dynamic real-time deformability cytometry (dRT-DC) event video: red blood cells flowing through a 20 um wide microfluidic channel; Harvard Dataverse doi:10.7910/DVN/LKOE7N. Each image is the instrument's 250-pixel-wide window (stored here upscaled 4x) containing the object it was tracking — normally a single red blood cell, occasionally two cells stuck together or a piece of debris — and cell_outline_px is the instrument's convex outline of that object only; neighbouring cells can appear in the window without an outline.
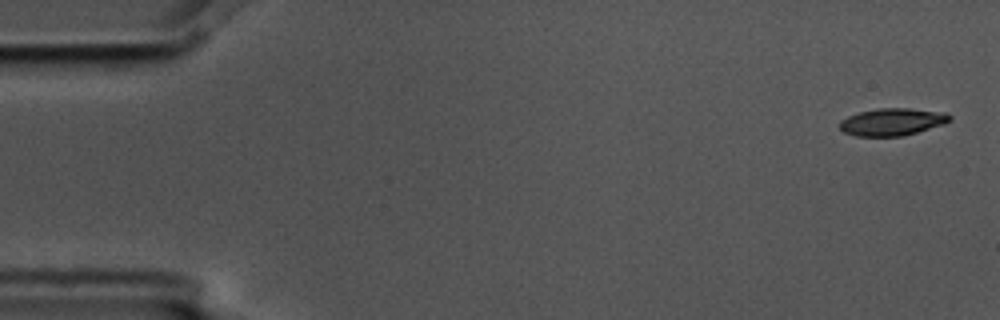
{"species": "common noctule bat (a hibernating species)", "species_latin": "Nyctalus noctula", "temperature_condition": "cold", "stored_images_in_passage": 5, "camera_frame_rate_fps": 3000, "um_per_image_px": 0.085, "animal": {"sex": "male", "body_mass_g": 17.5, "forearm_length_mm": 52.3}, "frame": {"image": 1, "passage_image": 1, "time_ms": 0.0, "image_size_px": [1000, 320], "cell_outline_px": [[952, 120], [944, 124], [904, 136], [856, 136], [844, 132], [840, 128], [840, 120], [848, 116], [860, 112], [876, 108], [908, 108], [948, 112], [952, 116]], "centroid_in_image_um": [75.89, 10.35], "position_along_channel_um": 9.1, "area_um2": 17.69}}
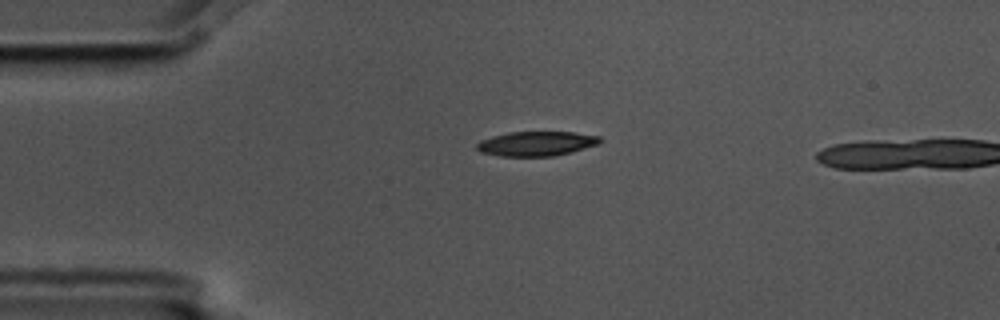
{"frame": {"image": 2, "passage_image": 4, "time_ms": 1.0, "image_size_px": [1000, 320], "cell_outline_px": [[604, 140], [600, 144], [552, 156], [500, 156], [480, 152], [476, 148], [476, 144], [480, 140], [492, 136], [508, 132], [576, 132], [600, 136]], "centroid_in_image_um": [45.6, 12.2], "position_along_channel_um": 39.4, "area_um2": 17.69}}